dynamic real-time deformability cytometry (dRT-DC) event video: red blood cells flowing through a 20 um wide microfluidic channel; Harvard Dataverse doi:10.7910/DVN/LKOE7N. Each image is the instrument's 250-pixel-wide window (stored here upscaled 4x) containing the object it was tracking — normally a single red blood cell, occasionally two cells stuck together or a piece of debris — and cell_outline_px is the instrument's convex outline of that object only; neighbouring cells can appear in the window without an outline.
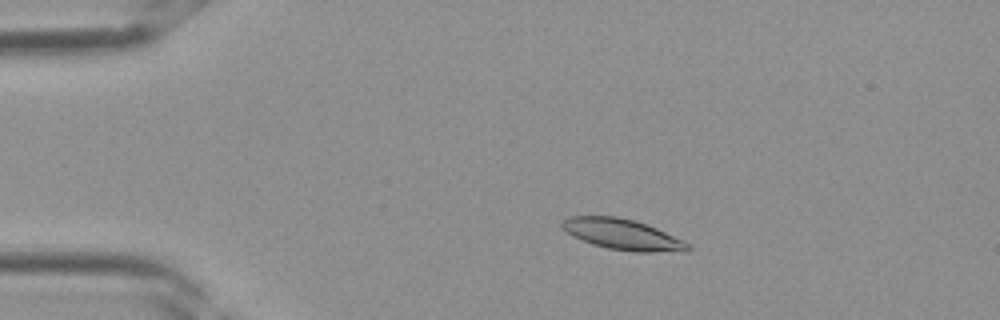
{"species": "Egyptian fruit bat (a non-hibernating species)", "species_latin": "Rousettus aegyptiacus", "temperature_condition": "room temperature", "stored_images_in_passage": 37, "segment_of_instrument_passage": [1, 2], "camera_frame_rate_fps": 3000, "um_per_image_px": 0.085, "frame": {"image": 1, "passage_image": 7, "time_ms": 2.0, "image_size_px": [1000, 320], "cell_outline_px": [[692, 248], [688, 252], [636, 252], [608, 248], [592, 244], [572, 236], [560, 228], [560, 224], [568, 216], [616, 216], [632, 220], [656, 228], [684, 240]], "centroid_in_image_um": [52.92, 19.94], "position_along_channel_um": 32.1, "area_um2": 22.6}}
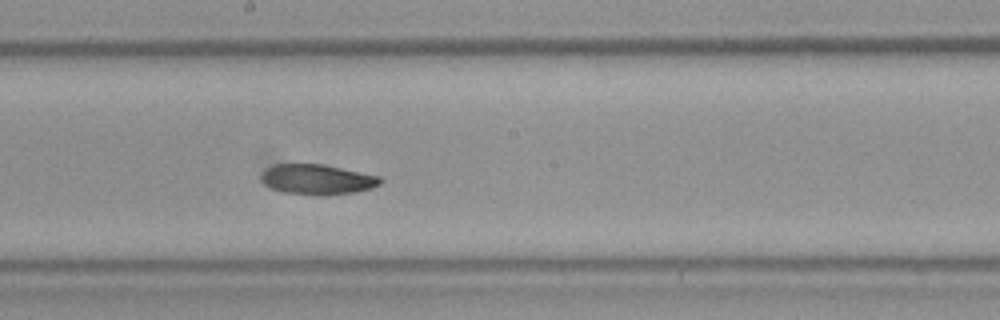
{"frame": {"image": 2, "passage_image": 20, "time_ms": 6.333, "image_size_px": [1000, 320], "cell_outline_px": [[384, 180], [380, 184], [372, 188], [356, 192], [320, 196], [284, 192], [272, 188], [264, 184], [260, 180], [260, 176], [264, 168], [272, 164], [324, 164], [380, 176]], "centroid_in_image_um": [26.95, 15.25], "position_along_channel_um": 221.2, "area_um2": 21.27}}
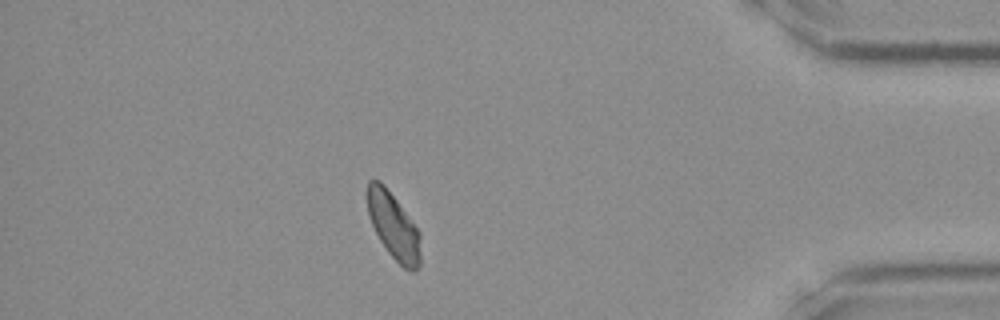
{"frame": {"image": 3, "passage_image": 32, "time_ms": 10.333, "image_size_px": [1000, 320], "cell_outline_px": [[420, 268], [416, 272], [412, 272], [404, 268], [388, 252], [380, 240], [372, 224], [368, 212], [364, 192], [368, 180], [380, 180], [384, 184], [420, 232]], "centroid_in_image_um": [33.43, 19.19], "position_along_channel_um": 401.8, "area_um2": 20.75}}